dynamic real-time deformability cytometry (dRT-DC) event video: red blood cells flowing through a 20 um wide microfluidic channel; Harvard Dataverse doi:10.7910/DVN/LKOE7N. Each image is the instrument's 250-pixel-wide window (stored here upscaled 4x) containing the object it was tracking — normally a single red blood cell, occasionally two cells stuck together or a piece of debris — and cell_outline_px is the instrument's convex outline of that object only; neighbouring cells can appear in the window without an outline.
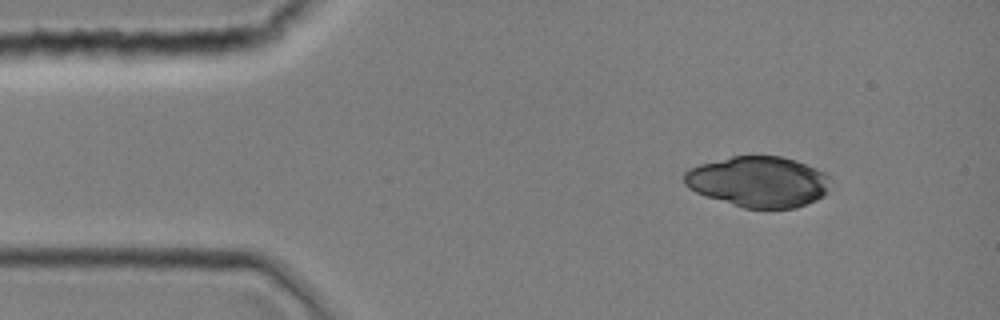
{"species": "common noctule bat (a hibernating species)", "species_latin": "Nyctalus noctula", "temperature_condition": "room temperature", "stored_images_in_passage": 14, "camera_frame_rate_fps": 3000, "um_per_image_px": 0.085, "animal": {"sex": "female", "body_mass_g": 19.0, "forearm_length_mm": 51.5}, "frame": {"image": 1, "passage_image": 5, "time_ms": 1.333, "image_size_px": [1000, 320], "cell_outline_px": [[832, 176], [824, 192], [816, 200], [796, 208], [744, 208], [696, 192], [688, 188], [684, 184], [684, 172], [688, 168], [700, 164], [732, 156], [780, 156], [796, 160], [816, 168]], "centroid_in_image_um": [64.45, 15.43], "position_along_channel_um": 20.5, "area_um2": 43.06}}